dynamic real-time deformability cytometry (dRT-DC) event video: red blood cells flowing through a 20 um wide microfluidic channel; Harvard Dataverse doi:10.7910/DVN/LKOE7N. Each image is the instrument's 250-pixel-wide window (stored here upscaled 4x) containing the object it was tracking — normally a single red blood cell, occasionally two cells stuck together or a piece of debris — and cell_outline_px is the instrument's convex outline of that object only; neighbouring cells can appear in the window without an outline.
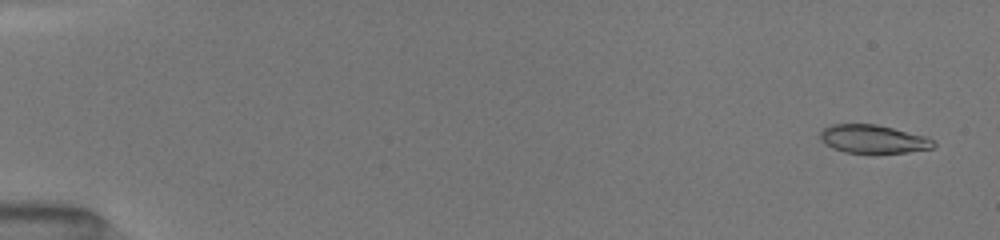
{"species": "common noctule bat (a hibernating species)", "species_latin": "Nyctalus noctula", "temperature_condition": "room temperature", "stored_images_in_passage": 52, "camera_frame_rate_fps": 3000, "um_per_image_px": 0.085, "animal": {"sex": "female", "body_mass_g": 19.5, "forearm_length_mm": 54.1}, "frame": {"image": 1, "passage_image": 3, "time_ms": 0.667, "image_size_px": [1000, 240], "cell_outline_px": [[936, 144], [932, 148], [908, 152], [844, 152], [832, 148], [824, 144], [820, 140], [820, 132], [824, 128], [832, 124], [876, 124], [928, 136]], "centroid_in_image_um": [74.21, 11.8], "position_along_channel_um": 10.8, "area_um2": 18.67}}
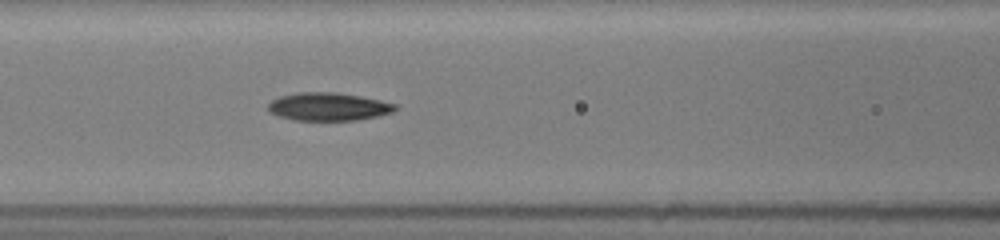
{"frame": {"image": 2, "passage_image": 24, "time_ms": 7.667, "image_size_px": [1000, 240], "cell_outline_px": [[396, 108], [392, 112], [376, 116], [356, 120], [292, 120], [268, 112], [268, 104], [272, 100], [280, 96], [296, 92], [336, 92], [360, 96], [380, 100], [396, 104]], "centroid_in_image_um": [27.87, 9.06], "position_along_channel_um": 138.7, "area_um2": 20.69}}
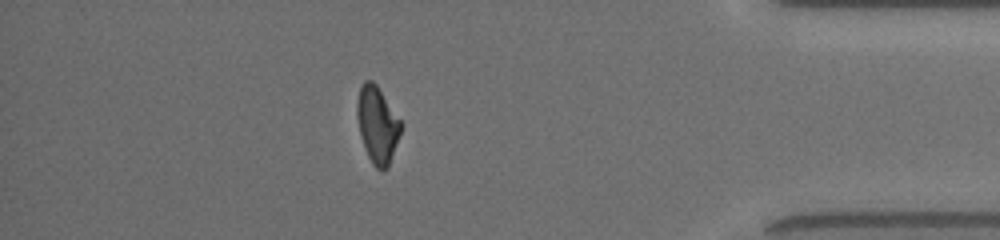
{"frame": {"image": 3, "passage_image": 46, "time_ms": 15.0, "image_size_px": [1000, 240], "cell_outline_px": [[404, 124], [388, 168], [376, 168], [372, 164], [364, 148], [360, 136], [356, 116], [356, 104], [360, 88], [364, 80], [372, 80], [376, 84]], "centroid_in_image_um": [32.08, 10.59], "position_along_channel_um": 403.1, "area_um2": 19.77}, "authors_computed_cell_mechanics": {"area_um2": 19.9121, "velocity_mm_per_s": 4.0692, "shape_relaxation_time_tau1_ms": 10.1363, "shape_relaxation_time_tau2_ms": 3.0752, "deformation_change_tau1": 0.2637, "deformation_change_tau2": 0.1003}}